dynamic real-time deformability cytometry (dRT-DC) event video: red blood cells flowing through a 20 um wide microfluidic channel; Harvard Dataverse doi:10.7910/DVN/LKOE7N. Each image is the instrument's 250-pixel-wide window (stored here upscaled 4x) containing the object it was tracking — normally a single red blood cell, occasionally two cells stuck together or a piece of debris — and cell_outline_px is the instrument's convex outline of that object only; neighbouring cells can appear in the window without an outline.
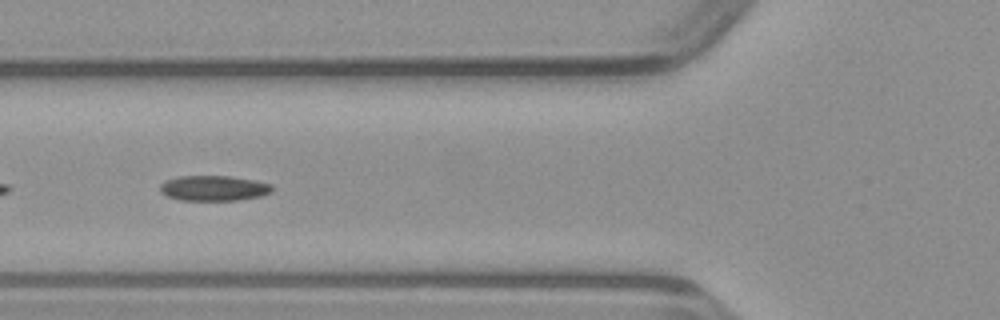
{"species": "common noctule bat (a hibernating species)", "species_latin": "Nyctalus noctula", "temperature_condition": "warm", "stored_images_in_passage": 41, "camera_frame_rate_fps": 3000, "um_per_image_px": 0.085, "animal": {"sex": "male", "body_mass_g": 23.1, "forearm_length_mm": 52.7}, "frame": {"image": 1, "passage_image": 10, "time_ms": 3.0, "image_size_px": [1000, 320], "cell_outline_px": [[272, 192], [260, 196], [240, 200], [180, 200], [168, 196], [160, 192], [160, 184], [164, 180], [180, 176], [228, 176], [252, 180], [272, 184]], "centroid_in_image_um": [18.14, 15.99], "position_along_channel_um": 107.7, "area_um2": 16.47}}
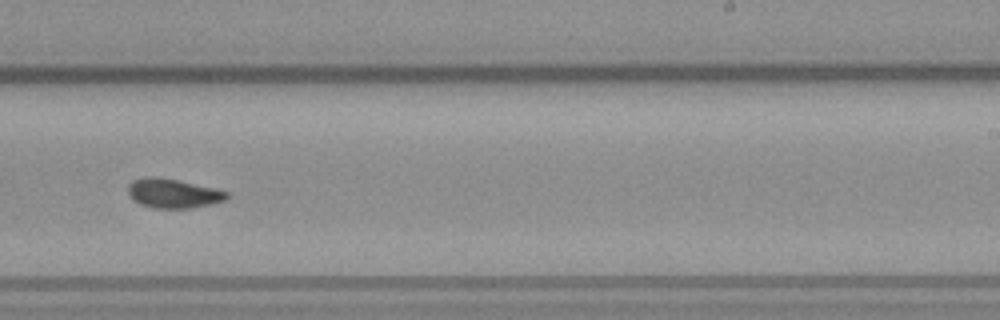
{"frame": {"image": 2, "passage_image": 22, "time_ms": 7.0, "image_size_px": [1000, 320], "cell_outline_px": [[228, 196], [224, 200], [212, 204], [192, 208], [156, 208], [140, 204], [132, 200], [128, 192], [128, 184], [132, 180], [152, 176], [156, 176], [216, 188], [228, 192]], "centroid_in_image_um": [14.7, 16.44], "position_along_channel_um": 274.3, "area_um2": 16.82}}
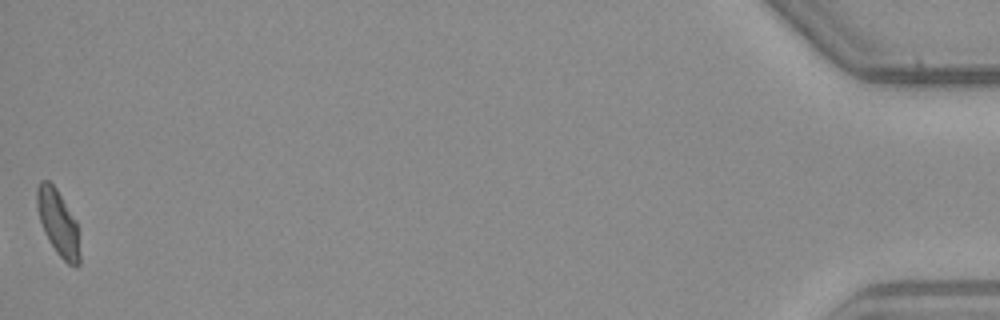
{"frame": {"image": 3, "passage_image": 41, "time_ms": 13.333, "image_size_px": [1000, 320], "cell_outline_px": [[80, 264], [76, 268], [68, 264], [56, 252], [48, 240], [44, 232], [36, 208], [36, 188], [40, 180], [48, 180], [56, 188], [76, 220], [80, 256]], "centroid_in_image_um": [4.93, 18.94], "position_along_channel_um": 430.3, "area_um2": 16.47}}